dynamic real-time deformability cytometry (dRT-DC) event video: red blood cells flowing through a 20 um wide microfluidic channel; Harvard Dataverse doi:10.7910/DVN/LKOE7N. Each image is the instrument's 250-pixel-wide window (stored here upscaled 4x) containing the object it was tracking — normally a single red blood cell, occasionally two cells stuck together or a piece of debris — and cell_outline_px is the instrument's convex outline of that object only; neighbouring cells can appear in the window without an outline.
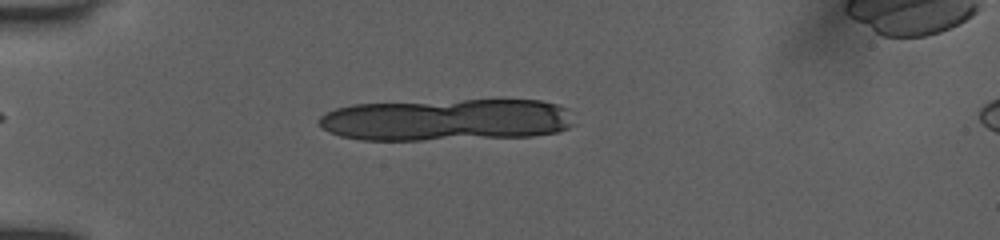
{"species": "human", "species_latin": "Homo sapiens", "temperature_condition": "room temperature", "stored_images_in_passage": 13, "camera_frame_rate_fps": 3000, "um_per_image_px": 0.085, "donor": {"sex": "female"}, "frame": {"image": 1, "passage_image": 10, "time_ms": 4.0, "image_size_px": [1000, 240], "cell_outline_px": [[576, 124], [568, 128], [556, 132], [532, 136], [420, 140], [360, 140], [340, 136], [328, 132], [320, 128], [316, 120], [320, 116], [336, 108], [352, 104], [464, 100], [540, 100], [556, 104], [568, 108]], "centroid_in_image_um": [37.94, 10.19], "position_along_channel_um": 47.1, "area_um2": 63.06}}